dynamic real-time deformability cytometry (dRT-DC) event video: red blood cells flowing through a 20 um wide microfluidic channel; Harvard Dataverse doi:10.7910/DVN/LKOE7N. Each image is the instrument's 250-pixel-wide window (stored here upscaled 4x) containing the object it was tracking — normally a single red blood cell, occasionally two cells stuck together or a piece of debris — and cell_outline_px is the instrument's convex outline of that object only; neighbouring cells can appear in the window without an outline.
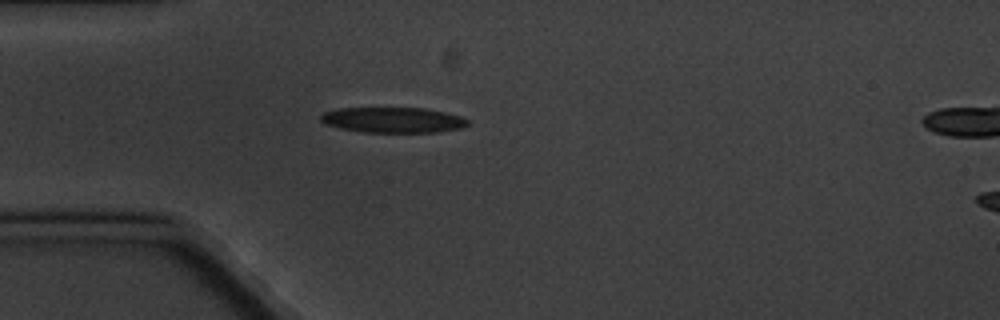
{"species": "common noctule bat (a hibernating species)", "species_latin": "Nyctalus noctula", "temperature_condition": "cold", "stored_images_in_passage": 2, "camera_frame_rate_fps": 3000, "um_per_image_px": 0.085, "animal": {"sex": "male", "body_mass_g": 20.1, "forearm_length_mm": 53.5}, "frame": {"image": 1, "passage_image": 2, "time_ms": 2.0, "image_size_px": [1000, 320], "cell_outline_px": [[468, 124], [460, 128], [436, 132], [364, 132], [340, 128], [324, 124], [320, 120], [320, 116], [324, 112], [336, 108], [424, 108], [444, 112], [460, 116], [468, 120]], "centroid_in_image_um": [33.36, 10.19], "position_along_channel_um": 51.6, "area_um2": 21.73}}